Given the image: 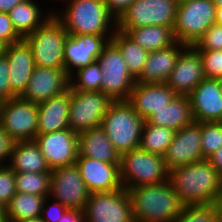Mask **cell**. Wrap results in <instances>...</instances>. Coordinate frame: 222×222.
Returning a JSON list of instances; mask_svg holds the SVG:
<instances>
[{
	"mask_svg": "<svg viewBox=\"0 0 222 222\" xmlns=\"http://www.w3.org/2000/svg\"><path fill=\"white\" fill-rule=\"evenodd\" d=\"M214 204L217 207L219 222H222V191L220 192L219 196L215 200Z\"/></svg>",
	"mask_w": 222,
	"mask_h": 222,
	"instance_id": "48",
	"label": "cell"
},
{
	"mask_svg": "<svg viewBox=\"0 0 222 222\" xmlns=\"http://www.w3.org/2000/svg\"><path fill=\"white\" fill-rule=\"evenodd\" d=\"M111 41L118 47L126 62L128 71L133 78L137 80L144 70L149 51L143 49L124 32L117 29L115 30Z\"/></svg>",
	"mask_w": 222,
	"mask_h": 222,
	"instance_id": "31",
	"label": "cell"
},
{
	"mask_svg": "<svg viewBox=\"0 0 222 222\" xmlns=\"http://www.w3.org/2000/svg\"><path fill=\"white\" fill-rule=\"evenodd\" d=\"M196 122H222V80H202L189 95Z\"/></svg>",
	"mask_w": 222,
	"mask_h": 222,
	"instance_id": "19",
	"label": "cell"
},
{
	"mask_svg": "<svg viewBox=\"0 0 222 222\" xmlns=\"http://www.w3.org/2000/svg\"><path fill=\"white\" fill-rule=\"evenodd\" d=\"M16 192L39 196L50 195L51 172H15Z\"/></svg>",
	"mask_w": 222,
	"mask_h": 222,
	"instance_id": "33",
	"label": "cell"
},
{
	"mask_svg": "<svg viewBox=\"0 0 222 222\" xmlns=\"http://www.w3.org/2000/svg\"><path fill=\"white\" fill-rule=\"evenodd\" d=\"M4 46L0 44V54L3 52Z\"/></svg>",
	"mask_w": 222,
	"mask_h": 222,
	"instance_id": "54",
	"label": "cell"
},
{
	"mask_svg": "<svg viewBox=\"0 0 222 222\" xmlns=\"http://www.w3.org/2000/svg\"><path fill=\"white\" fill-rule=\"evenodd\" d=\"M58 222H85L84 211L80 209H67L65 215Z\"/></svg>",
	"mask_w": 222,
	"mask_h": 222,
	"instance_id": "45",
	"label": "cell"
},
{
	"mask_svg": "<svg viewBox=\"0 0 222 222\" xmlns=\"http://www.w3.org/2000/svg\"><path fill=\"white\" fill-rule=\"evenodd\" d=\"M97 60L103 72L101 92L113 101L128 100L136 80L128 71L118 47L109 41Z\"/></svg>",
	"mask_w": 222,
	"mask_h": 222,
	"instance_id": "10",
	"label": "cell"
},
{
	"mask_svg": "<svg viewBox=\"0 0 222 222\" xmlns=\"http://www.w3.org/2000/svg\"><path fill=\"white\" fill-rule=\"evenodd\" d=\"M203 159L201 150V122L194 121L175 132L164 155L168 171Z\"/></svg>",
	"mask_w": 222,
	"mask_h": 222,
	"instance_id": "15",
	"label": "cell"
},
{
	"mask_svg": "<svg viewBox=\"0 0 222 222\" xmlns=\"http://www.w3.org/2000/svg\"><path fill=\"white\" fill-rule=\"evenodd\" d=\"M52 201V202H51ZM66 208L58 200L47 196L43 203L41 211V218L44 222H58V220L65 215Z\"/></svg>",
	"mask_w": 222,
	"mask_h": 222,
	"instance_id": "42",
	"label": "cell"
},
{
	"mask_svg": "<svg viewBox=\"0 0 222 222\" xmlns=\"http://www.w3.org/2000/svg\"><path fill=\"white\" fill-rule=\"evenodd\" d=\"M68 35L62 23L53 15L23 40L31 48L35 66L65 69L64 45Z\"/></svg>",
	"mask_w": 222,
	"mask_h": 222,
	"instance_id": "6",
	"label": "cell"
},
{
	"mask_svg": "<svg viewBox=\"0 0 222 222\" xmlns=\"http://www.w3.org/2000/svg\"><path fill=\"white\" fill-rule=\"evenodd\" d=\"M90 194L76 164L51 170L49 196L66 208L83 210Z\"/></svg>",
	"mask_w": 222,
	"mask_h": 222,
	"instance_id": "13",
	"label": "cell"
},
{
	"mask_svg": "<svg viewBox=\"0 0 222 222\" xmlns=\"http://www.w3.org/2000/svg\"><path fill=\"white\" fill-rule=\"evenodd\" d=\"M10 71V84L12 93L20 97L27 88L29 79L33 73L35 63L31 48L22 40L16 44L5 46Z\"/></svg>",
	"mask_w": 222,
	"mask_h": 222,
	"instance_id": "22",
	"label": "cell"
},
{
	"mask_svg": "<svg viewBox=\"0 0 222 222\" xmlns=\"http://www.w3.org/2000/svg\"><path fill=\"white\" fill-rule=\"evenodd\" d=\"M177 8L176 0H136L117 19V29H136L145 26L173 28Z\"/></svg>",
	"mask_w": 222,
	"mask_h": 222,
	"instance_id": "9",
	"label": "cell"
},
{
	"mask_svg": "<svg viewBox=\"0 0 222 222\" xmlns=\"http://www.w3.org/2000/svg\"><path fill=\"white\" fill-rule=\"evenodd\" d=\"M75 164L91 193L112 192L123 188L120 180V164L106 163L80 155Z\"/></svg>",
	"mask_w": 222,
	"mask_h": 222,
	"instance_id": "20",
	"label": "cell"
},
{
	"mask_svg": "<svg viewBox=\"0 0 222 222\" xmlns=\"http://www.w3.org/2000/svg\"><path fill=\"white\" fill-rule=\"evenodd\" d=\"M45 198V196L16 192L5 206L6 222L39 218Z\"/></svg>",
	"mask_w": 222,
	"mask_h": 222,
	"instance_id": "30",
	"label": "cell"
},
{
	"mask_svg": "<svg viewBox=\"0 0 222 222\" xmlns=\"http://www.w3.org/2000/svg\"><path fill=\"white\" fill-rule=\"evenodd\" d=\"M222 147V122H201V150L208 159Z\"/></svg>",
	"mask_w": 222,
	"mask_h": 222,
	"instance_id": "35",
	"label": "cell"
},
{
	"mask_svg": "<svg viewBox=\"0 0 222 222\" xmlns=\"http://www.w3.org/2000/svg\"><path fill=\"white\" fill-rule=\"evenodd\" d=\"M177 94L166 83H139L133 87L127 100L139 116L146 120L170 103Z\"/></svg>",
	"mask_w": 222,
	"mask_h": 222,
	"instance_id": "21",
	"label": "cell"
},
{
	"mask_svg": "<svg viewBox=\"0 0 222 222\" xmlns=\"http://www.w3.org/2000/svg\"><path fill=\"white\" fill-rule=\"evenodd\" d=\"M62 10L53 9L54 16L62 23L66 32L72 35L91 34L113 36L117 20L109 12L104 0H59ZM58 10V11H56Z\"/></svg>",
	"mask_w": 222,
	"mask_h": 222,
	"instance_id": "2",
	"label": "cell"
},
{
	"mask_svg": "<svg viewBox=\"0 0 222 222\" xmlns=\"http://www.w3.org/2000/svg\"><path fill=\"white\" fill-rule=\"evenodd\" d=\"M78 155L106 163L120 164V154L101 127L78 133Z\"/></svg>",
	"mask_w": 222,
	"mask_h": 222,
	"instance_id": "25",
	"label": "cell"
},
{
	"mask_svg": "<svg viewBox=\"0 0 222 222\" xmlns=\"http://www.w3.org/2000/svg\"><path fill=\"white\" fill-rule=\"evenodd\" d=\"M83 211L85 222H135L132 201L125 188L91 193Z\"/></svg>",
	"mask_w": 222,
	"mask_h": 222,
	"instance_id": "12",
	"label": "cell"
},
{
	"mask_svg": "<svg viewBox=\"0 0 222 222\" xmlns=\"http://www.w3.org/2000/svg\"><path fill=\"white\" fill-rule=\"evenodd\" d=\"M145 121L148 124L164 126L175 131L193 123L195 120L189 96L177 95L170 103L150 115Z\"/></svg>",
	"mask_w": 222,
	"mask_h": 222,
	"instance_id": "27",
	"label": "cell"
},
{
	"mask_svg": "<svg viewBox=\"0 0 222 222\" xmlns=\"http://www.w3.org/2000/svg\"><path fill=\"white\" fill-rule=\"evenodd\" d=\"M20 222H44V221L41 217H39V218H34V219L22 220Z\"/></svg>",
	"mask_w": 222,
	"mask_h": 222,
	"instance_id": "51",
	"label": "cell"
},
{
	"mask_svg": "<svg viewBox=\"0 0 222 222\" xmlns=\"http://www.w3.org/2000/svg\"><path fill=\"white\" fill-rule=\"evenodd\" d=\"M70 88V75L65 69L35 66L21 98L40 103L58 96Z\"/></svg>",
	"mask_w": 222,
	"mask_h": 222,
	"instance_id": "16",
	"label": "cell"
},
{
	"mask_svg": "<svg viewBox=\"0 0 222 222\" xmlns=\"http://www.w3.org/2000/svg\"><path fill=\"white\" fill-rule=\"evenodd\" d=\"M26 0H0V12L9 13L16 5Z\"/></svg>",
	"mask_w": 222,
	"mask_h": 222,
	"instance_id": "47",
	"label": "cell"
},
{
	"mask_svg": "<svg viewBox=\"0 0 222 222\" xmlns=\"http://www.w3.org/2000/svg\"><path fill=\"white\" fill-rule=\"evenodd\" d=\"M0 125L14 142L34 140L38 134V104L21 97L0 103Z\"/></svg>",
	"mask_w": 222,
	"mask_h": 222,
	"instance_id": "11",
	"label": "cell"
},
{
	"mask_svg": "<svg viewBox=\"0 0 222 222\" xmlns=\"http://www.w3.org/2000/svg\"><path fill=\"white\" fill-rule=\"evenodd\" d=\"M8 166L14 172H51L35 140L13 143Z\"/></svg>",
	"mask_w": 222,
	"mask_h": 222,
	"instance_id": "28",
	"label": "cell"
},
{
	"mask_svg": "<svg viewBox=\"0 0 222 222\" xmlns=\"http://www.w3.org/2000/svg\"><path fill=\"white\" fill-rule=\"evenodd\" d=\"M193 46L198 51L222 50V27L212 25Z\"/></svg>",
	"mask_w": 222,
	"mask_h": 222,
	"instance_id": "39",
	"label": "cell"
},
{
	"mask_svg": "<svg viewBox=\"0 0 222 222\" xmlns=\"http://www.w3.org/2000/svg\"><path fill=\"white\" fill-rule=\"evenodd\" d=\"M216 6H222V0H213Z\"/></svg>",
	"mask_w": 222,
	"mask_h": 222,
	"instance_id": "52",
	"label": "cell"
},
{
	"mask_svg": "<svg viewBox=\"0 0 222 222\" xmlns=\"http://www.w3.org/2000/svg\"><path fill=\"white\" fill-rule=\"evenodd\" d=\"M215 24L222 27V6H216Z\"/></svg>",
	"mask_w": 222,
	"mask_h": 222,
	"instance_id": "49",
	"label": "cell"
},
{
	"mask_svg": "<svg viewBox=\"0 0 222 222\" xmlns=\"http://www.w3.org/2000/svg\"><path fill=\"white\" fill-rule=\"evenodd\" d=\"M135 222H172L184 205L169 180L128 189Z\"/></svg>",
	"mask_w": 222,
	"mask_h": 222,
	"instance_id": "3",
	"label": "cell"
},
{
	"mask_svg": "<svg viewBox=\"0 0 222 222\" xmlns=\"http://www.w3.org/2000/svg\"><path fill=\"white\" fill-rule=\"evenodd\" d=\"M205 78L199 51L194 46L188 45L181 52L165 83L177 95L189 96L193 89Z\"/></svg>",
	"mask_w": 222,
	"mask_h": 222,
	"instance_id": "17",
	"label": "cell"
},
{
	"mask_svg": "<svg viewBox=\"0 0 222 222\" xmlns=\"http://www.w3.org/2000/svg\"><path fill=\"white\" fill-rule=\"evenodd\" d=\"M172 222H219L215 204L184 206Z\"/></svg>",
	"mask_w": 222,
	"mask_h": 222,
	"instance_id": "36",
	"label": "cell"
},
{
	"mask_svg": "<svg viewBox=\"0 0 222 222\" xmlns=\"http://www.w3.org/2000/svg\"><path fill=\"white\" fill-rule=\"evenodd\" d=\"M113 36L68 35L64 45L65 70L69 75L97 60Z\"/></svg>",
	"mask_w": 222,
	"mask_h": 222,
	"instance_id": "18",
	"label": "cell"
},
{
	"mask_svg": "<svg viewBox=\"0 0 222 222\" xmlns=\"http://www.w3.org/2000/svg\"><path fill=\"white\" fill-rule=\"evenodd\" d=\"M38 2V0L23 1L9 12L13 27L22 38L34 32L54 15V6L43 11L44 5L41 7Z\"/></svg>",
	"mask_w": 222,
	"mask_h": 222,
	"instance_id": "26",
	"label": "cell"
},
{
	"mask_svg": "<svg viewBox=\"0 0 222 222\" xmlns=\"http://www.w3.org/2000/svg\"><path fill=\"white\" fill-rule=\"evenodd\" d=\"M168 180L184 206L214 204L222 191V176L208 159L170 170Z\"/></svg>",
	"mask_w": 222,
	"mask_h": 222,
	"instance_id": "1",
	"label": "cell"
},
{
	"mask_svg": "<svg viewBox=\"0 0 222 222\" xmlns=\"http://www.w3.org/2000/svg\"><path fill=\"white\" fill-rule=\"evenodd\" d=\"M0 222H6L5 207L0 204Z\"/></svg>",
	"mask_w": 222,
	"mask_h": 222,
	"instance_id": "50",
	"label": "cell"
},
{
	"mask_svg": "<svg viewBox=\"0 0 222 222\" xmlns=\"http://www.w3.org/2000/svg\"><path fill=\"white\" fill-rule=\"evenodd\" d=\"M204 75L208 79L222 80V50L219 51H199Z\"/></svg>",
	"mask_w": 222,
	"mask_h": 222,
	"instance_id": "37",
	"label": "cell"
},
{
	"mask_svg": "<svg viewBox=\"0 0 222 222\" xmlns=\"http://www.w3.org/2000/svg\"><path fill=\"white\" fill-rule=\"evenodd\" d=\"M175 130L164 126L148 124L145 121L140 148L144 151L164 156L168 146L173 141Z\"/></svg>",
	"mask_w": 222,
	"mask_h": 222,
	"instance_id": "32",
	"label": "cell"
},
{
	"mask_svg": "<svg viewBox=\"0 0 222 222\" xmlns=\"http://www.w3.org/2000/svg\"><path fill=\"white\" fill-rule=\"evenodd\" d=\"M117 30L124 32L131 40L149 52L169 48L177 42L173 28L170 27L145 26Z\"/></svg>",
	"mask_w": 222,
	"mask_h": 222,
	"instance_id": "29",
	"label": "cell"
},
{
	"mask_svg": "<svg viewBox=\"0 0 222 222\" xmlns=\"http://www.w3.org/2000/svg\"><path fill=\"white\" fill-rule=\"evenodd\" d=\"M215 16L213 0H188L178 4L173 27L176 41L193 46L215 24Z\"/></svg>",
	"mask_w": 222,
	"mask_h": 222,
	"instance_id": "7",
	"label": "cell"
},
{
	"mask_svg": "<svg viewBox=\"0 0 222 222\" xmlns=\"http://www.w3.org/2000/svg\"><path fill=\"white\" fill-rule=\"evenodd\" d=\"M70 88L64 93L38 103V134L69 128Z\"/></svg>",
	"mask_w": 222,
	"mask_h": 222,
	"instance_id": "24",
	"label": "cell"
},
{
	"mask_svg": "<svg viewBox=\"0 0 222 222\" xmlns=\"http://www.w3.org/2000/svg\"><path fill=\"white\" fill-rule=\"evenodd\" d=\"M13 143L0 125V165H8Z\"/></svg>",
	"mask_w": 222,
	"mask_h": 222,
	"instance_id": "43",
	"label": "cell"
},
{
	"mask_svg": "<svg viewBox=\"0 0 222 222\" xmlns=\"http://www.w3.org/2000/svg\"><path fill=\"white\" fill-rule=\"evenodd\" d=\"M208 160L222 176V147H220L215 153H213Z\"/></svg>",
	"mask_w": 222,
	"mask_h": 222,
	"instance_id": "46",
	"label": "cell"
},
{
	"mask_svg": "<svg viewBox=\"0 0 222 222\" xmlns=\"http://www.w3.org/2000/svg\"><path fill=\"white\" fill-rule=\"evenodd\" d=\"M176 1H177L178 4H180V3H183V2L188 1V0H176Z\"/></svg>",
	"mask_w": 222,
	"mask_h": 222,
	"instance_id": "53",
	"label": "cell"
},
{
	"mask_svg": "<svg viewBox=\"0 0 222 222\" xmlns=\"http://www.w3.org/2000/svg\"><path fill=\"white\" fill-rule=\"evenodd\" d=\"M188 45L176 42L169 48L149 52L139 83H165L173 71L181 52Z\"/></svg>",
	"mask_w": 222,
	"mask_h": 222,
	"instance_id": "23",
	"label": "cell"
},
{
	"mask_svg": "<svg viewBox=\"0 0 222 222\" xmlns=\"http://www.w3.org/2000/svg\"><path fill=\"white\" fill-rule=\"evenodd\" d=\"M144 124L145 120L127 100H118L110 104L100 127L122 155L140 147Z\"/></svg>",
	"mask_w": 222,
	"mask_h": 222,
	"instance_id": "4",
	"label": "cell"
},
{
	"mask_svg": "<svg viewBox=\"0 0 222 222\" xmlns=\"http://www.w3.org/2000/svg\"><path fill=\"white\" fill-rule=\"evenodd\" d=\"M34 140L44 155L50 170L76 163L78 158V133L70 128L37 134Z\"/></svg>",
	"mask_w": 222,
	"mask_h": 222,
	"instance_id": "14",
	"label": "cell"
},
{
	"mask_svg": "<svg viewBox=\"0 0 222 222\" xmlns=\"http://www.w3.org/2000/svg\"><path fill=\"white\" fill-rule=\"evenodd\" d=\"M112 102L101 91H83L70 87L69 128L81 133L100 127Z\"/></svg>",
	"mask_w": 222,
	"mask_h": 222,
	"instance_id": "8",
	"label": "cell"
},
{
	"mask_svg": "<svg viewBox=\"0 0 222 222\" xmlns=\"http://www.w3.org/2000/svg\"><path fill=\"white\" fill-rule=\"evenodd\" d=\"M15 194V172L8 165H0V204L5 207Z\"/></svg>",
	"mask_w": 222,
	"mask_h": 222,
	"instance_id": "38",
	"label": "cell"
},
{
	"mask_svg": "<svg viewBox=\"0 0 222 222\" xmlns=\"http://www.w3.org/2000/svg\"><path fill=\"white\" fill-rule=\"evenodd\" d=\"M22 40L23 38L13 27L9 13L0 12V44L5 47Z\"/></svg>",
	"mask_w": 222,
	"mask_h": 222,
	"instance_id": "40",
	"label": "cell"
},
{
	"mask_svg": "<svg viewBox=\"0 0 222 222\" xmlns=\"http://www.w3.org/2000/svg\"><path fill=\"white\" fill-rule=\"evenodd\" d=\"M103 72L98 60L70 75V87L83 91H101Z\"/></svg>",
	"mask_w": 222,
	"mask_h": 222,
	"instance_id": "34",
	"label": "cell"
},
{
	"mask_svg": "<svg viewBox=\"0 0 222 222\" xmlns=\"http://www.w3.org/2000/svg\"><path fill=\"white\" fill-rule=\"evenodd\" d=\"M120 180L123 188L155 185L168 180L169 171L164 156L140 147L120 155Z\"/></svg>",
	"mask_w": 222,
	"mask_h": 222,
	"instance_id": "5",
	"label": "cell"
},
{
	"mask_svg": "<svg viewBox=\"0 0 222 222\" xmlns=\"http://www.w3.org/2000/svg\"><path fill=\"white\" fill-rule=\"evenodd\" d=\"M9 71L7 56L2 52L0 54V103L16 97L11 90Z\"/></svg>",
	"mask_w": 222,
	"mask_h": 222,
	"instance_id": "41",
	"label": "cell"
},
{
	"mask_svg": "<svg viewBox=\"0 0 222 222\" xmlns=\"http://www.w3.org/2000/svg\"><path fill=\"white\" fill-rule=\"evenodd\" d=\"M135 1L136 0H104V3L109 12L117 20L124 13V11Z\"/></svg>",
	"mask_w": 222,
	"mask_h": 222,
	"instance_id": "44",
	"label": "cell"
}]
</instances>
